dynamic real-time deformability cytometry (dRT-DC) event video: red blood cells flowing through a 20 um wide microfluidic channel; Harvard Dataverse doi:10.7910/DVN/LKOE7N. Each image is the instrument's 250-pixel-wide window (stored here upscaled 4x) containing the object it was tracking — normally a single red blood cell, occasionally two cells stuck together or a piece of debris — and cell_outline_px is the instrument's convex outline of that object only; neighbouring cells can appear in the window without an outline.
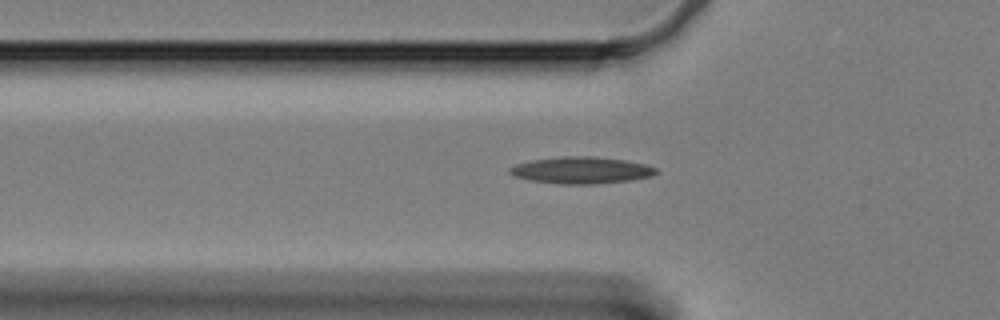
{"species": "Egyptian fruit bat (a non-hibernating species)", "species_latin": "Rousettus aegyptiacus", "temperature_condition": "cold", "stored_images_in_passage": 17, "camera_frame_rate_fps": 3000, "um_per_image_px": 0.085, "animal": {"sex": "female"}, "frame": {"image": 1, "passage_image": 7, "time_ms": 2.0, "image_size_px": [1000, 320], "cell_outline_px": [[660, 172], [652, 176], [628, 180], [592, 184], [556, 184], [528, 180], [512, 176], [508, 172], [508, 168], [516, 164], [532, 160], [564, 156], [596, 156], [624, 160], [644, 164], [656, 168]], "centroid_in_image_um": [49.37, 14.47], "position_along_channel_um": 76.4, "area_um2": 22.95}}
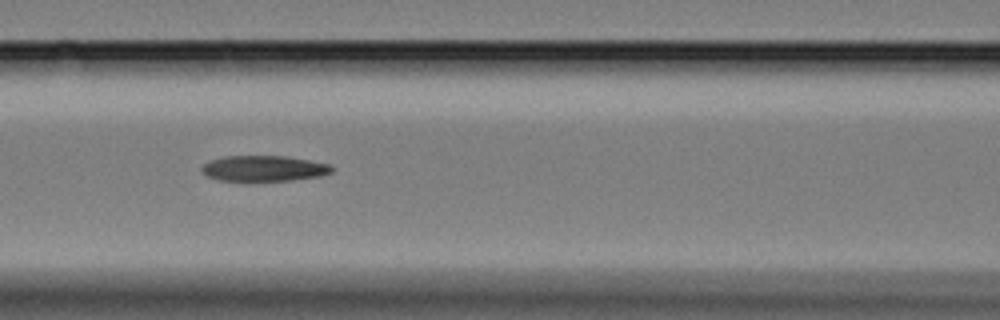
{"frame": {"image": 2, "passage_image": 13, "time_ms": 4.0, "image_size_px": [1000, 320], "cell_outline_px": [[332, 172], [320, 176], [292, 180], [248, 184], [244, 184], [216, 180], [208, 176], [200, 168], [204, 164], [212, 160], [224, 156], [284, 156], [308, 160], [328, 164], [332, 168]], "centroid_in_image_um": [22.36, 14.37], "position_along_channel_um": 144.2, "area_um2": 20.23}}
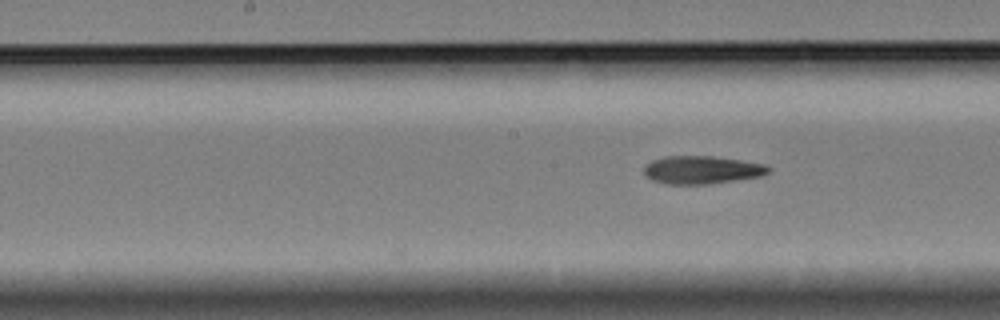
{"frame": {"image": 3, "passage_image": 17, "time_ms": 5.333, "image_size_px": [1000, 320], "cell_outline_px": [[772, 168], [768, 172], [760, 176], [712, 184], [664, 184], [652, 180], [644, 176], [644, 164], [652, 160], [664, 156], [712, 156], [740, 160], [764, 164]], "centroid_in_image_um": [59.6, 14.44], "position_along_channel_um": 188.6, "area_um2": 20.46}}